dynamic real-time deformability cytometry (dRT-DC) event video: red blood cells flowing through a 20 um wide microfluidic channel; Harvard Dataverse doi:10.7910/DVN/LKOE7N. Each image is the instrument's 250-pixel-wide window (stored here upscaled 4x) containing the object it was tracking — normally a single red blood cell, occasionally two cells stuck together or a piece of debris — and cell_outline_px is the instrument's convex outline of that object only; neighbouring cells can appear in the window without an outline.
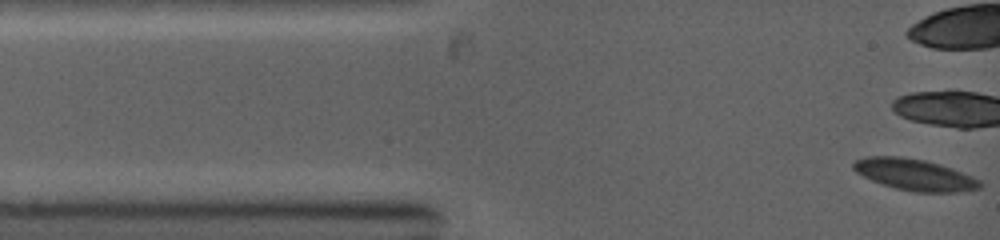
{"species": "common noctule bat (a hibernating species)", "species_latin": "Nyctalus noctula", "temperature_condition": "warm", "stored_images_in_passage": 2, "camera_frame_rate_fps": 5000, "um_per_image_px": 0.085, "animal": {"sex": "female", "body_mass_g": 19.0, "forearm_length_mm": 53.3}, "frame": {"image": 1, "passage_image": 1, "time_ms": 0.0, "image_size_px": [1000, 240], "cell_outline_px": [[984, 184], [980, 188], [956, 192], [912, 192], [896, 188], [872, 180], [856, 172], [852, 168], [852, 164], [856, 160], [868, 156], [900, 156], [924, 160], [940, 164], [952, 168], [972, 176], [980, 180]], "centroid_in_image_um": [77.76, 14.84], "position_along_channel_um": 7.2, "area_um2": 23.12}}